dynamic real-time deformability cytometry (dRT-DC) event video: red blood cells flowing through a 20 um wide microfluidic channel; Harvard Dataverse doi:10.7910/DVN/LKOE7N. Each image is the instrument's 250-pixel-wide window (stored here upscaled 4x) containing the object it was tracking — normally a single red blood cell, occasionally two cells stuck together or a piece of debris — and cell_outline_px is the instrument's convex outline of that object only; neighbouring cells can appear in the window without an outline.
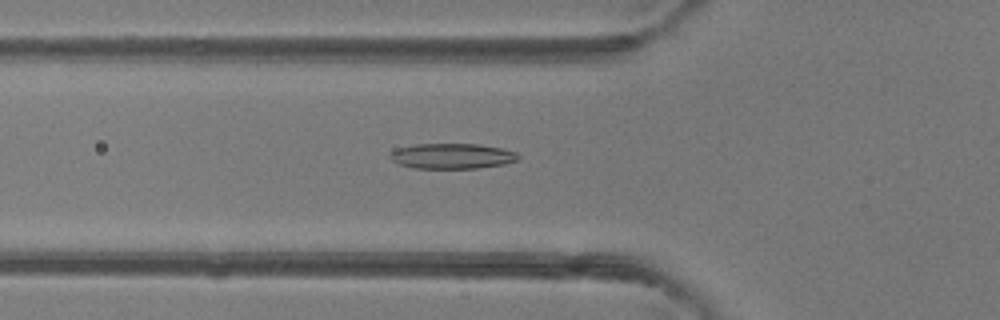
{"species": "common noctule bat (a hibernating species)", "species_latin": "Nyctalus noctula", "temperature_condition": "room temperature", "stored_images_in_passage": 49, "camera_frame_rate_fps": 3000, "um_per_image_px": 0.085, "animal": {"sex": "female"}, "frame": {"image": 1, "passage_image": 18, "time_ms": 5.667, "image_size_px": [1000, 320], "cell_outline_px": [[520, 156], [516, 160], [504, 164], [476, 168], [412, 168], [400, 164], [392, 160], [388, 156], [396, 148], [416, 144], [480, 144], [504, 148], [516, 152]], "centroid_in_image_um": [38.43, 13.26], "position_along_channel_um": 87.4, "area_um2": 18.96}}
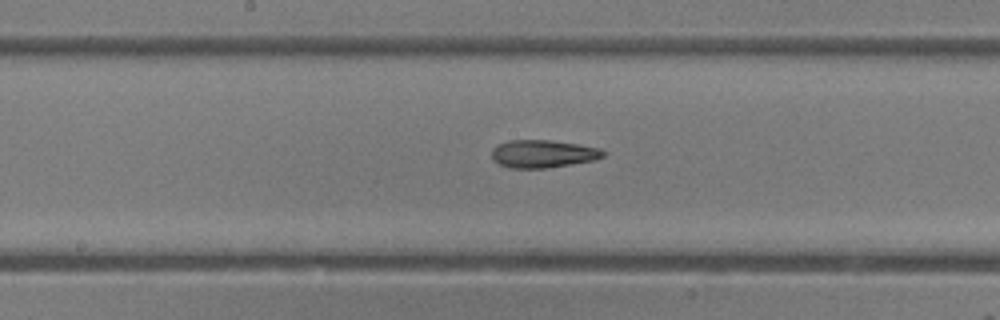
{"frame": {"image": 2, "passage_image": 26, "time_ms": 8.333, "image_size_px": [1000, 320], "cell_outline_px": [[604, 156], [596, 160], [548, 168], [508, 168], [492, 160], [492, 148], [496, 144], [508, 140], [548, 140], [576, 144], [600, 148], [604, 152]], "centroid_in_image_um": [46.11, 13.08], "position_along_channel_um": 202.1, "area_um2": 18.15}}
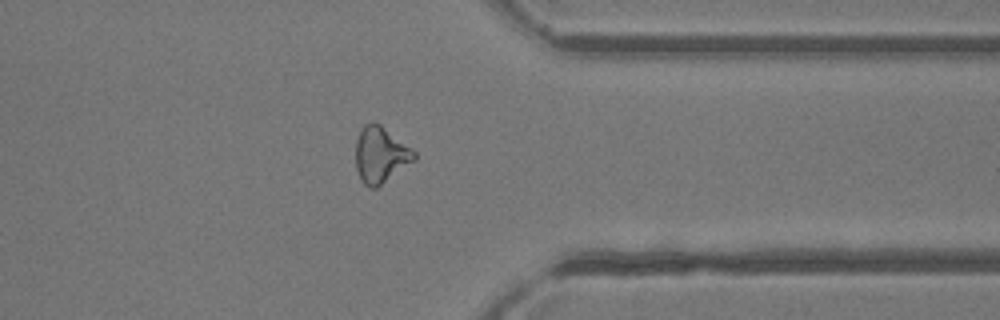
{"frame": {"image": 3, "passage_image": 39, "time_ms": 12.667, "image_size_px": [1000, 320], "cell_outline_px": [[416, 160], [376, 188], [368, 188], [364, 184], [356, 168], [356, 140], [364, 124], [372, 120], [380, 124], [412, 148], [416, 152]], "centroid_in_image_um": [32.36, 13.15], "position_along_channel_um": 379.0, "area_um2": 19.19}, "authors_computed_cell_mechanics": {"area_um2": 19.1896, "velocity_mm_per_s": 4.2613, "shape_relaxation_time_tau1_ms": 8.0924, "shape_relaxation_time_tau2_ms": 2.5308, "deformation_change_tau1": 0.2122, "deformation_change_tau2": 0.1167}}